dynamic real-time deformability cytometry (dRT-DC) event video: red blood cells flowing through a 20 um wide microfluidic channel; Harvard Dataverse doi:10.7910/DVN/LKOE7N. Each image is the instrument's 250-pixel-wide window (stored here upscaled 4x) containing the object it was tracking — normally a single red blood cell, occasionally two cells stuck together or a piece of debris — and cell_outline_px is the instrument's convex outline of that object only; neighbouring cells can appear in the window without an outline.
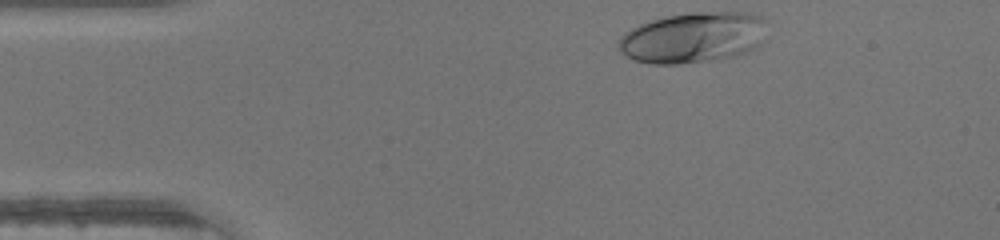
{"species": "human", "species_latin": "Homo sapiens", "temperature_condition": "warm", "stored_images_in_passage": 31, "camera_frame_rate_fps": 3000, "um_per_image_px": 0.085, "donor": {"sex": "male"}, "frame": {"image": 1, "passage_image": 1, "time_ms": 0.0, "image_size_px": [1000, 240], "cell_outline_px": [[764, 20], [760, 44], [756, 48], [736, 56], [720, 60], [680, 64], [652, 64], [636, 60], [620, 52], [620, 36], [624, 32], [640, 24], [652, 20], [668, 16], [692, 12], [748, 12], [760, 16]], "centroid_in_image_um": [58.91, 3.2], "position_along_channel_um": 26.1, "area_um2": 43.75}}
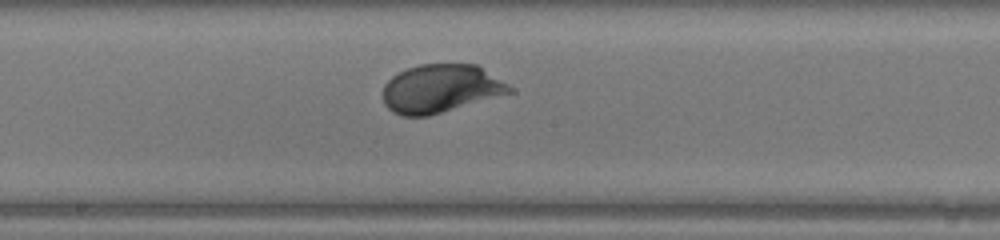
{"frame": {"image": 2, "passage_image": 18, "time_ms": 5.667, "image_size_px": [1000, 240], "cell_outline_px": [[516, 92], [428, 116], [400, 116], [392, 112], [384, 104], [384, 84], [392, 76], [408, 68], [420, 64], [476, 64], [516, 88]], "centroid_in_image_um": [37.5, 7.54], "position_along_channel_um": 210.7, "area_um2": 35.89}}
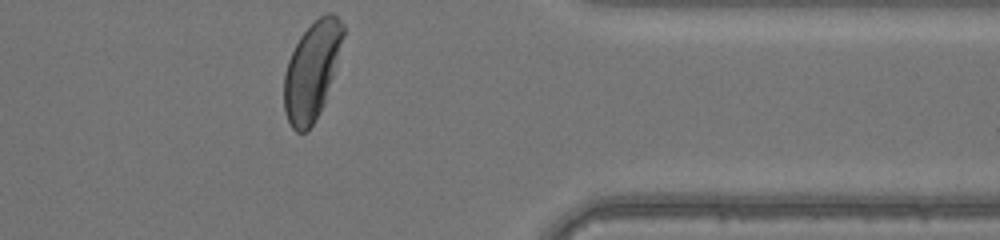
{"frame": {"image": 3, "passage_image": 31, "time_ms": 10.0, "image_size_px": [1000, 240], "cell_outline_px": [[344, 36], [324, 104], [312, 124], [304, 132], [296, 132], [292, 128], [284, 112], [284, 72], [288, 60], [300, 36], [320, 16], [328, 12], [332, 12], [344, 24]], "centroid_in_image_um": [26.5, 6.01], "position_along_channel_um": 384.9, "area_um2": 33.18}}